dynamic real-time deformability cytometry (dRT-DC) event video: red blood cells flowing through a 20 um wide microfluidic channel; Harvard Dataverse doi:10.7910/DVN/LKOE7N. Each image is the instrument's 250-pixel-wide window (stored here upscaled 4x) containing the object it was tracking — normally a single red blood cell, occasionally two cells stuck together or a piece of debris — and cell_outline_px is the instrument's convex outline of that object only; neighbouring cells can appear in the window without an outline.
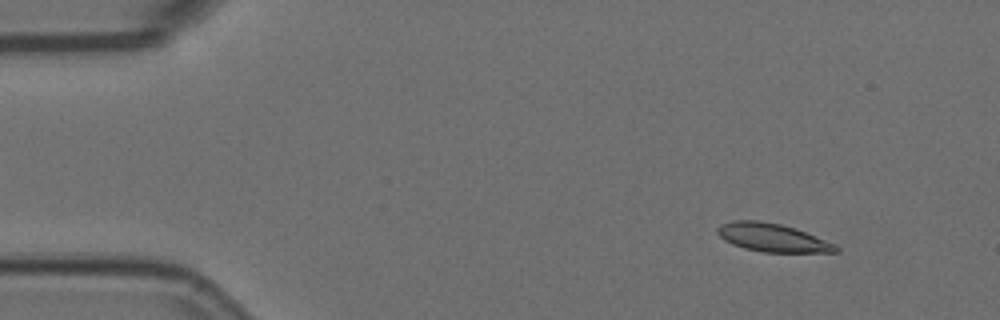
{"species": "Egyptian fruit bat (a non-hibernating species)", "species_latin": "Rousettus aegyptiacus", "temperature_condition": "room temperature", "stored_images_in_passage": 9, "camera_frame_rate_fps": 3000, "um_per_image_px": 0.085, "animal": {"sex": "female"}, "frame": {"image": 1, "passage_image": 5, "time_ms": 1.333, "image_size_px": [1000, 320], "cell_outline_px": [[840, 252], [764, 252], [744, 248], [732, 244], [724, 240], [716, 232], [716, 228], [720, 224], [732, 220], [760, 220], [780, 224], [796, 228], [836, 244], [840, 248]], "centroid_in_image_um": [65.65, 20.19], "position_along_channel_um": 19.3, "area_um2": 19.65}}